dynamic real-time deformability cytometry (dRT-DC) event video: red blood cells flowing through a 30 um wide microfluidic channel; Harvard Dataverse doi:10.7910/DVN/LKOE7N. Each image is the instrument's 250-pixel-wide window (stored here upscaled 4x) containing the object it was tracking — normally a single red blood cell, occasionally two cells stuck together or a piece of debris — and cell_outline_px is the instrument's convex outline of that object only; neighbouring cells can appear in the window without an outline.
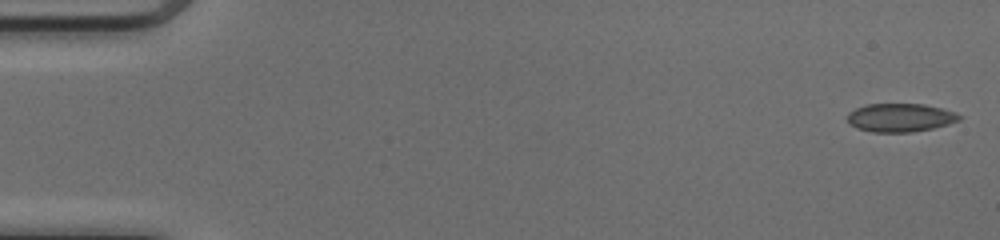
{"species": "common noctule bat (a hibernating species)", "species_latin": "Nyctalus noctula", "temperature_condition": "cold", "stored_images_in_passage": 50, "camera_frame_rate_fps": 3000, "um_per_image_px": 0.085, "animal": {"sex": "female", "body_mass_g": 17.0, "forearm_length_mm": 48.0}, "frame": {"image": 1, "passage_image": 1, "time_ms": 0.0, "image_size_px": [1000, 240], "cell_outline_px": [[964, 116], [960, 120], [948, 124], [932, 128], [912, 132], [872, 132], [856, 128], [848, 124], [848, 112], [856, 108], [868, 104], [924, 104], [956, 112]], "centroid_in_image_um": [76.53, 10.0], "position_along_channel_um": 8.5, "area_um2": 18.61}}
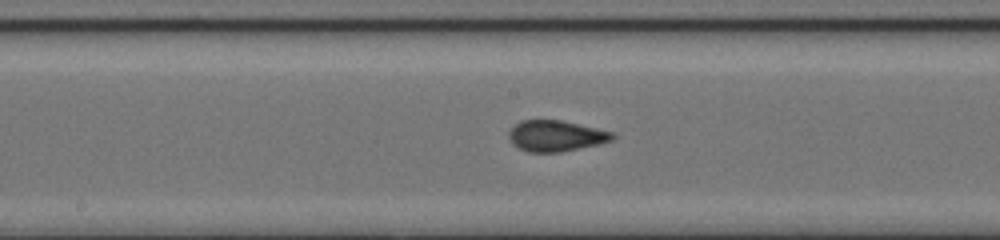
{"frame": {"image": 2, "passage_image": 26, "time_ms": 8.333, "image_size_px": [1000, 240], "cell_outline_px": [[616, 136], [612, 140], [600, 144], [560, 152], [528, 152], [516, 148], [512, 144], [508, 136], [508, 132], [520, 120], [560, 120], [596, 128], [612, 132]], "centroid_in_image_um": [47.22, 11.56], "position_along_channel_um": 201.0, "area_um2": 18.73}}
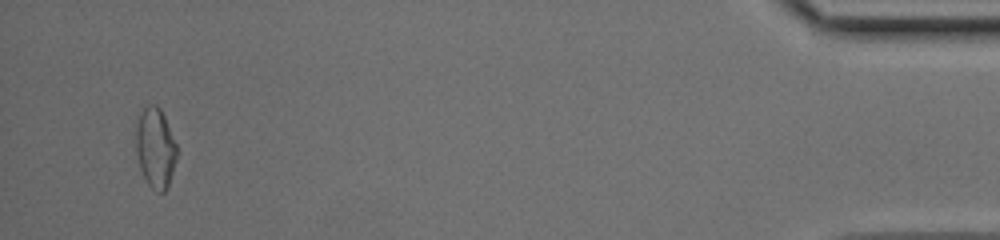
{"frame": {"image": 3, "passage_image": 48, "time_ms": 15.667, "image_size_px": [1000, 240], "cell_outline_px": [[176, 160], [168, 184], [164, 192], [156, 192], [148, 184], [140, 168], [136, 152], [136, 128], [140, 116], [144, 108], [148, 104], [156, 104], [160, 108], [164, 116], [176, 144]], "centroid_in_image_um": [13.2, 12.57], "position_along_channel_um": 422.0, "area_um2": 18.73}, "authors_computed_cell_mechanics": {"area_um2": 18.6694, "velocity_mm_per_s": 4.1269, "shape_relaxation_time_tau1_ms": null, "shape_relaxation_time_tau2_ms": 1.0808, "deformation_change_tau1": null, "deformation_change_tau2": 0.0483}}